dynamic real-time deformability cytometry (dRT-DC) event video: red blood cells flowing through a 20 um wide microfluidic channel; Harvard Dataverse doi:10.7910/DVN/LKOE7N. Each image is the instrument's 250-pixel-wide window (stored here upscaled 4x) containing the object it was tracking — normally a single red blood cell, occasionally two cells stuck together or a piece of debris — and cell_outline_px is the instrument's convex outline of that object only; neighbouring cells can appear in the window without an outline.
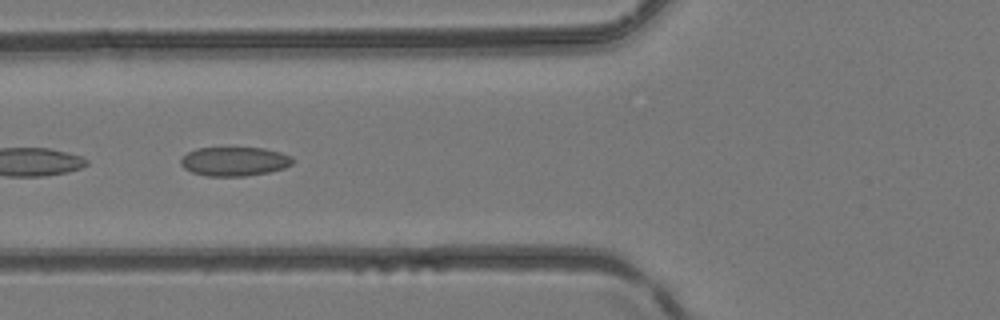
{"species": "common noctule bat (a hibernating species)", "species_latin": "Nyctalus noctula", "temperature_condition": "room temperature", "stored_images_in_passage": 5, "camera_frame_rate_fps": 3000, "um_per_image_px": 0.085, "animal": {"sex": "female", "body_mass_g": 24.6, "forearm_length_mm": 56.2}, "frame": {"image": 1, "passage_image": 4, "time_ms": 1.0, "image_size_px": [1000, 320], "cell_outline_px": [[296, 160], [292, 164], [284, 168], [268, 172], [244, 176], [204, 176], [192, 172], [184, 168], [180, 164], [180, 160], [188, 152], [196, 148], [264, 148], [280, 152], [292, 156]], "centroid_in_image_um": [19.94, 13.72], "position_along_channel_um": 105.9, "area_um2": 19.02}}
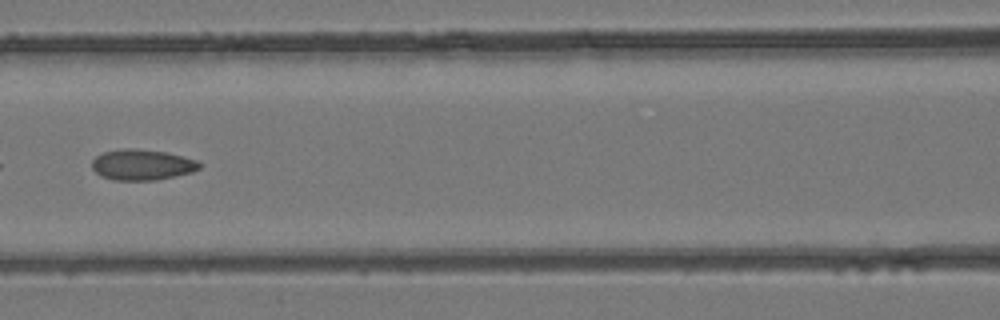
{"frame": {"image": 2, "passage_image": 5, "time_ms": 1.333, "image_size_px": [1000, 320], "cell_outline_px": [[200, 168], [192, 172], [156, 180], [112, 180], [100, 176], [92, 168], [92, 160], [96, 156], [104, 152], [124, 148], [128, 148], [164, 152], [196, 160], [200, 164]], "centroid_in_image_um": [12.03, 14.01], "position_along_channel_um": 154.6, "area_um2": 19.02}}